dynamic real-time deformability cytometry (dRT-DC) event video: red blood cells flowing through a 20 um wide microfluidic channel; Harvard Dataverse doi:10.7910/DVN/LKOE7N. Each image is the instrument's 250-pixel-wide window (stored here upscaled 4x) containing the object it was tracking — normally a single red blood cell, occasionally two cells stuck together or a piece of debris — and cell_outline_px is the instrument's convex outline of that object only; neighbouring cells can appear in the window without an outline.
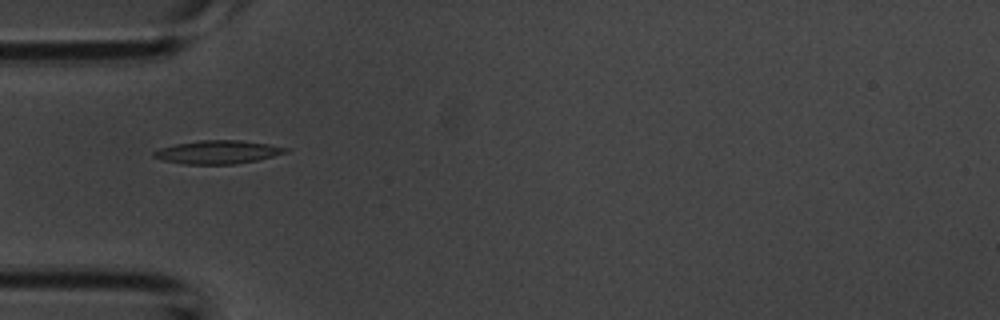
{"species": "common noctule bat (a hibernating species)", "species_latin": "Nyctalus noctula", "temperature_condition": "room temperature", "stored_images_in_passage": 54, "camera_frame_rate_fps": 3000, "um_per_image_px": 0.085, "animal": {"sex": "male", "body_mass_g": 20.1, "forearm_length_mm": 53.5}, "frame": {"image": 1, "passage_image": 17, "time_ms": 5.333, "image_size_px": [1000, 320], "cell_outline_px": [[288, 152], [256, 160], [236, 164], [184, 164], [164, 160], [152, 156], [152, 152], [160, 148], [176, 144], [200, 140], [236, 140], [268, 144], [288, 148]], "centroid_in_image_um": [18.48, 12.93], "position_along_channel_um": 66.5, "area_um2": 17.69}}
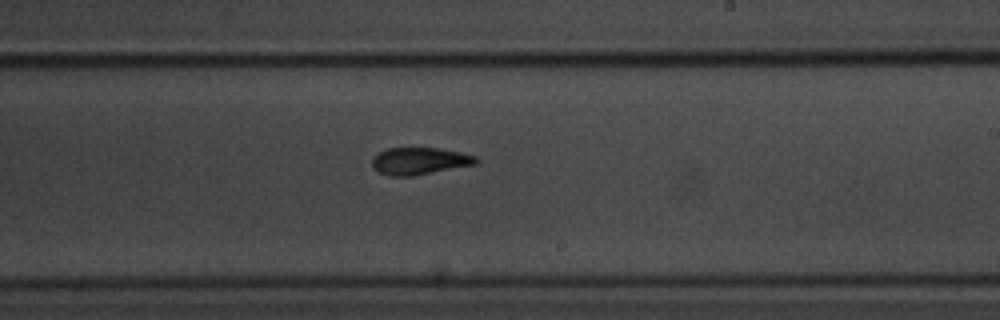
{"frame": {"image": 2, "passage_image": 32, "time_ms": 10.333, "image_size_px": [1000, 320], "cell_outline_px": [[480, 160], [476, 164], [412, 176], [388, 176], [372, 168], [372, 156], [388, 148], [440, 148], [460, 152], [476, 156]], "centroid_in_image_um": [35.65, 13.68], "position_along_channel_um": 253.3, "area_um2": 16.47}}
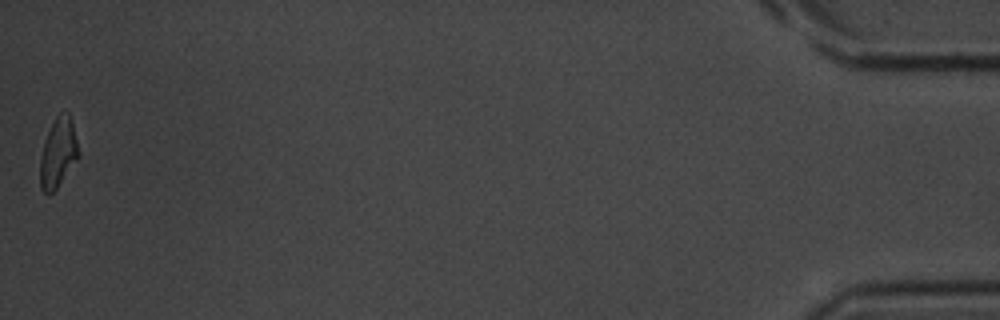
{"frame": {"image": 3, "passage_image": 54, "time_ms": 17.667, "image_size_px": [1000, 320], "cell_outline_px": [[80, 156], [56, 188], [48, 196], [40, 188], [40, 160], [44, 140], [56, 116], [60, 112], [68, 112], [72, 124], [80, 152]], "centroid_in_image_um": [4.94, 13.01], "position_along_channel_um": 430.3, "area_um2": 15.43}, "authors_computed_cell_mechanics": {"area_um2": 16.6464, "velocity_mm_per_s": 3.736, "shape_relaxation_time_tau1_ms": 2.588, "shape_relaxation_time_tau2_ms": 3.0572, "deformation_change_tau1": 0.1571, "deformation_change_tau2": 0.1056}}